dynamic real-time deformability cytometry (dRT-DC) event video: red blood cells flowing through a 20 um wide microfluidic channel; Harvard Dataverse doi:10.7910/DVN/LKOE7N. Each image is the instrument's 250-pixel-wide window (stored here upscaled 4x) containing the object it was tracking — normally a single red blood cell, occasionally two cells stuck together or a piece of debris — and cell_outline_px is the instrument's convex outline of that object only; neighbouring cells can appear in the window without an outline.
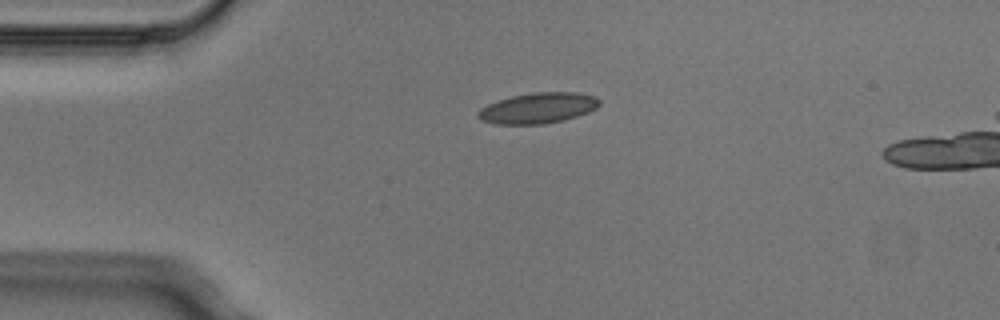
{"species": "Egyptian fruit bat (a non-hibernating species)", "species_latin": "Rousettus aegyptiacus", "temperature_condition": "cold", "stored_images_in_passage": 3, "camera_frame_rate_fps": 3000, "um_per_image_px": 0.085, "animal": {"sex": "male"}, "frame": {"image": 1, "passage_image": 1, "time_ms": 0.0, "image_size_px": [1000, 320], "cell_outline_px": [[600, 104], [596, 108], [588, 112], [564, 120], [544, 124], [496, 124], [480, 120], [476, 116], [476, 112], [480, 108], [488, 104], [512, 96], [532, 92], [580, 92], [596, 96], [600, 100]], "centroid_in_image_um": [45.73, 9.18], "position_along_channel_um": 39.3, "area_um2": 21.85}}